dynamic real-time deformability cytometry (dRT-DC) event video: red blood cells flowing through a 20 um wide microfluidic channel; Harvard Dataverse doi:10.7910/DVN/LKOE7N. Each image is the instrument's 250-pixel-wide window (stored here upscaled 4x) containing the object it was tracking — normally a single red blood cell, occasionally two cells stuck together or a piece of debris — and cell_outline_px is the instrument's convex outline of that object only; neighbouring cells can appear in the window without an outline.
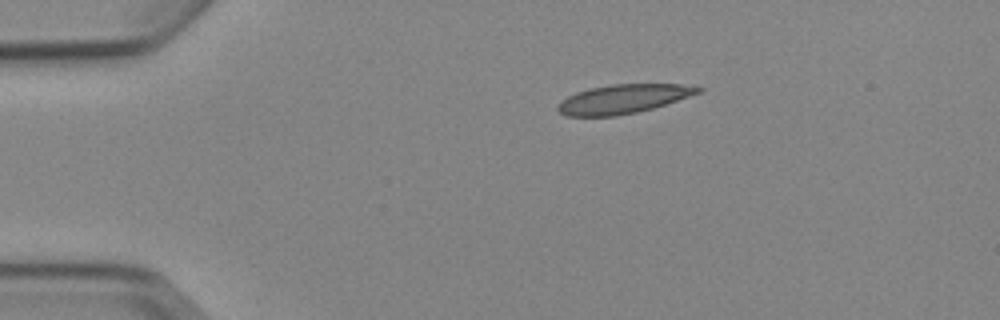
{"species": "Egyptian fruit bat (a non-hibernating species)", "species_latin": "Rousettus aegyptiacus", "temperature_condition": "cold", "stored_images_in_passage": 2, "camera_frame_rate_fps": 3000, "um_per_image_px": 0.085, "animal": {"sex": "female"}, "frame": {"image": 1, "passage_image": 1, "time_ms": 0.0, "image_size_px": [1000, 320], "cell_outline_px": [[704, 88], [700, 92], [652, 108], [636, 112], [616, 116], [568, 116], [560, 112], [556, 108], [560, 100], [576, 92], [588, 88], [612, 84], [680, 84]], "centroid_in_image_um": [52.9, 8.41], "position_along_channel_um": 32.1, "area_um2": 23.47}}